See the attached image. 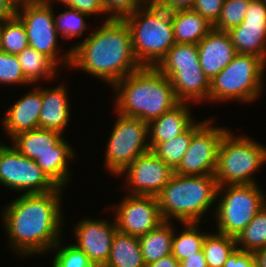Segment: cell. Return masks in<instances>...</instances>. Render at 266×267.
<instances>
[{
    "label": "cell",
    "instance_id": "6da1fadb",
    "mask_svg": "<svg viewBox=\"0 0 266 267\" xmlns=\"http://www.w3.org/2000/svg\"><path fill=\"white\" fill-rule=\"evenodd\" d=\"M62 190L58 187L47 193H23L4 207L1 215L10 247L21 257L46 254L60 241Z\"/></svg>",
    "mask_w": 266,
    "mask_h": 267
},
{
    "label": "cell",
    "instance_id": "7a4b0ae2",
    "mask_svg": "<svg viewBox=\"0 0 266 267\" xmlns=\"http://www.w3.org/2000/svg\"><path fill=\"white\" fill-rule=\"evenodd\" d=\"M90 34L70 48L71 68H80L110 87L142 68L134 55L131 31L124 19L107 18Z\"/></svg>",
    "mask_w": 266,
    "mask_h": 267
},
{
    "label": "cell",
    "instance_id": "3957f363",
    "mask_svg": "<svg viewBox=\"0 0 266 267\" xmlns=\"http://www.w3.org/2000/svg\"><path fill=\"white\" fill-rule=\"evenodd\" d=\"M115 111L148 124L176 106L171 81L156 67H142L113 86Z\"/></svg>",
    "mask_w": 266,
    "mask_h": 267
},
{
    "label": "cell",
    "instance_id": "277c9868",
    "mask_svg": "<svg viewBox=\"0 0 266 267\" xmlns=\"http://www.w3.org/2000/svg\"><path fill=\"white\" fill-rule=\"evenodd\" d=\"M218 187L215 175L174 173L157 196L162 219L200 223L203 215L216 202Z\"/></svg>",
    "mask_w": 266,
    "mask_h": 267
},
{
    "label": "cell",
    "instance_id": "5b68a950",
    "mask_svg": "<svg viewBox=\"0 0 266 267\" xmlns=\"http://www.w3.org/2000/svg\"><path fill=\"white\" fill-rule=\"evenodd\" d=\"M124 20L131 31L138 63L142 67H156L175 44L171 12L148 0Z\"/></svg>",
    "mask_w": 266,
    "mask_h": 267
},
{
    "label": "cell",
    "instance_id": "8992f818",
    "mask_svg": "<svg viewBox=\"0 0 266 267\" xmlns=\"http://www.w3.org/2000/svg\"><path fill=\"white\" fill-rule=\"evenodd\" d=\"M11 140L13 147L34 160L58 187L63 188L69 182L71 173L68 161L76 154L67 140H64L62 133L38 128L20 132Z\"/></svg>",
    "mask_w": 266,
    "mask_h": 267
},
{
    "label": "cell",
    "instance_id": "52a82bcc",
    "mask_svg": "<svg viewBox=\"0 0 266 267\" xmlns=\"http://www.w3.org/2000/svg\"><path fill=\"white\" fill-rule=\"evenodd\" d=\"M266 62L255 55L237 53L233 60L210 80L209 100L253 102L264 86ZM263 81V82H262Z\"/></svg>",
    "mask_w": 266,
    "mask_h": 267
},
{
    "label": "cell",
    "instance_id": "ba28073f",
    "mask_svg": "<svg viewBox=\"0 0 266 267\" xmlns=\"http://www.w3.org/2000/svg\"><path fill=\"white\" fill-rule=\"evenodd\" d=\"M231 132L228 130L219 144L215 171L217 184H256L252 176L266 163V147L247 135L237 137Z\"/></svg>",
    "mask_w": 266,
    "mask_h": 267
},
{
    "label": "cell",
    "instance_id": "9c48e42d",
    "mask_svg": "<svg viewBox=\"0 0 266 267\" xmlns=\"http://www.w3.org/2000/svg\"><path fill=\"white\" fill-rule=\"evenodd\" d=\"M226 187V188H225ZM256 184L218 187L216 213L217 232L236 238L266 204V195Z\"/></svg>",
    "mask_w": 266,
    "mask_h": 267
},
{
    "label": "cell",
    "instance_id": "30bf717a",
    "mask_svg": "<svg viewBox=\"0 0 266 267\" xmlns=\"http://www.w3.org/2000/svg\"><path fill=\"white\" fill-rule=\"evenodd\" d=\"M117 114L118 117L106 146L105 168L111 174L120 176L140 155L150 151V144L147 122Z\"/></svg>",
    "mask_w": 266,
    "mask_h": 267
},
{
    "label": "cell",
    "instance_id": "8fae6325",
    "mask_svg": "<svg viewBox=\"0 0 266 267\" xmlns=\"http://www.w3.org/2000/svg\"><path fill=\"white\" fill-rule=\"evenodd\" d=\"M16 16L25 27L29 47L47 56L56 66L63 64L67 68L70 67L71 49L64 52L66 54L63 56L58 55L59 35L54 25V11L50 3L41 0L18 5Z\"/></svg>",
    "mask_w": 266,
    "mask_h": 267
},
{
    "label": "cell",
    "instance_id": "7c38bea8",
    "mask_svg": "<svg viewBox=\"0 0 266 267\" xmlns=\"http://www.w3.org/2000/svg\"><path fill=\"white\" fill-rule=\"evenodd\" d=\"M0 184L24 194L47 193L58 188L34 160L4 143L0 144Z\"/></svg>",
    "mask_w": 266,
    "mask_h": 267
},
{
    "label": "cell",
    "instance_id": "4fadbf2b",
    "mask_svg": "<svg viewBox=\"0 0 266 267\" xmlns=\"http://www.w3.org/2000/svg\"><path fill=\"white\" fill-rule=\"evenodd\" d=\"M212 119L193 124V137L174 173L180 175H215L218 148L224 134L229 130L225 127H212Z\"/></svg>",
    "mask_w": 266,
    "mask_h": 267
},
{
    "label": "cell",
    "instance_id": "5bb4252c",
    "mask_svg": "<svg viewBox=\"0 0 266 267\" xmlns=\"http://www.w3.org/2000/svg\"><path fill=\"white\" fill-rule=\"evenodd\" d=\"M117 205L112 209L121 233L139 237L164 222L157 197L127 194Z\"/></svg>",
    "mask_w": 266,
    "mask_h": 267
},
{
    "label": "cell",
    "instance_id": "9a60e30c",
    "mask_svg": "<svg viewBox=\"0 0 266 267\" xmlns=\"http://www.w3.org/2000/svg\"><path fill=\"white\" fill-rule=\"evenodd\" d=\"M123 173H126L128 194L157 197L174 170L150 150L140 155L120 175Z\"/></svg>",
    "mask_w": 266,
    "mask_h": 267
},
{
    "label": "cell",
    "instance_id": "2e32d148",
    "mask_svg": "<svg viewBox=\"0 0 266 267\" xmlns=\"http://www.w3.org/2000/svg\"><path fill=\"white\" fill-rule=\"evenodd\" d=\"M239 54H251L266 62V4L252 0L241 24L228 31Z\"/></svg>",
    "mask_w": 266,
    "mask_h": 267
},
{
    "label": "cell",
    "instance_id": "e0dca14e",
    "mask_svg": "<svg viewBox=\"0 0 266 267\" xmlns=\"http://www.w3.org/2000/svg\"><path fill=\"white\" fill-rule=\"evenodd\" d=\"M116 231V223H109L107 219L85 218L74 227L77 244H73L87 255L94 267H104Z\"/></svg>",
    "mask_w": 266,
    "mask_h": 267
},
{
    "label": "cell",
    "instance_id": "ac0fdd59",
    "mask_svg": "<svg viewBox=\"0 0 266 267\" xmlns=\"http://www.w3.org/2000/svg\"><path fill=\"white\" fill-rule=\"evenodd\" d=\"M197 46L201 69L210 80L222 71L237 54L229 33L214 28Z\"/></svg>",
    "mask_w": 266,
    "mask_h": 267
},
{
    "label": "cell",
    "instance_id": "d6986e66",
    "mask_svg": "<svg viewBox=\"0 0 266 267\" xmlns=\"http://www.w3.org/2000/svg\"><path fill=\"white\" fill-rule=\"evenodd\" d=\"M21 97L10 105L1 120L3 130L11 138L20 132L39 128L42 107L41 88H35Z\"/></svg>",
    "mask_w": 266,
    "mask_h": 267
},
{
    "label": "cell",
    "instance_id": "ffe728a7",
    "mask_svg": "<svg viewBox=\"0 0 266 267\" xmlns=\"http://www.w3.org/2000/svg\"><path fill=\"white\" fill-rule=\"evenodd\" d=\"M191 109L187 102H179L149 125V144L152 150L158 143L168 141L187 131L193 124Z\"/></svg>",
    "mask_w": 266,
    "mask_h": 267
},
{
    "label": "cell",
    "instance_id": "44dd1931",
    "mask_svg": "<svg viewBox=\"0 0 266 267\" xmlns=\"http://www.w3.org/2000/svg\"><path fill=\"white\" fill-rule=\"evenodd\" d=\"M64 84L55 88H41L42 107L39 128L63 133L70 120V102Z\"/></svg>",
    "mask_w": 266,
    "mask_h": 267
},
{
    "label": "cell",
    "instance_id": "7402d4cb",
    "mask_svg": "<svg viewBox=\"0 0 266 267\" xmlns=\"http://www.w3.org/2000/svg\"><path fill=\"white\" fill-rule=\"evenodd\" d=\"M172 83L179 102H200L209 100L210 79L202 69L159 70Z\"/></svg>",
    "mask_w": 266,
    "mask_h": 267
},
{
    "label": "cell",
    "instance_id": "603a6c76",
    "mask_svg": "<svg viewBox=\"0 0 266 267\" xmlns=\"http://www.w3.org/2000/svg\"><path fill=\"white\" fill-rule=\"evenodd\" d=\"M175 43L198 44L213 25L193 9L171 12Z\"/></svg>",
    "mask_w": 266,
    "mask_h": 267
},
{
    "label": "cell",
    "instance_id": "cb8c5ba5",
    "mask_svg": "<svg viewBox=\"0 0 266 267\" xmlns=\"http://www.w3.org/2000/svg\"><path fill=\"white\" fill-rule=\"evenodd\" d=\"M104 267H146L139 238L117 230L114 234L108 261Z\"/></svg>",
    "mask_w": 266,
    "mask_h": 267
},
{
    "label": "cell",
    "instance_id": "d4e9b609",
    "mask_svg": "<svg viewBox=\"0 0 266 267\" xmlns=\"http://www.w3.org/2000/svg\"><path fill=\"white\" fill-rule=\"evenodd\" d=\"M164 221L156 229L139 236L140 248L146 265L171 254L174 227Z\"/></svg>",
    "mask_w": 266,
    "mask_h": 267
},
{
    "label": "cell",
    "instance_id": "484cf974",
    "mask_svg": "<svg viewBox=\"0 0 266 267\" xmlns=\"http://www.w3.org/2000/svg\"><path fill=\"white\" fill-rule=\"evenodd\" d=\"M25 79L30 83H36L42 79H53L57 66L45 55L32 47L25 48L17 54Z\"/></svg>",
    "mask_w": 266,
    "mask_h": 267
},
{
    "label": "cell",
    "instance_id": "4316f807",
    "mask_svg": "<svg viewBox=\"0 0 266 267\" xmlns=\"http://www.w3.org/2000/svg\"><path fill=\"white\" fill-rule=\"evenodd\" d=\"M185 227L178 235L173 234L172 251L173 256L181 262L189 256L203 249V242L208 233H202L199 223H182ZM199 229V230H198Z\"/></svg>",
    "mask_w": 266,
    "mask_h": 267
},
{
    "label": "cell",
    "instance_id": "83f0119b",
    "mask_svg": "<svg viewBox=\"0 0 266 267\" xmlns=\"http://www.w3.org/2000/svg\"><path fill=\"white\" fill-rule=\"evenodd\" d=\"M156 68L158 70L201 69L197 44L175 43Z\"/></svg>",
    "mask_w": 266,
    "mask_h": 267
},
{
    "label": "cell",
    "instance_id": "f1b7e54d",
    "mask_svg": "<svg viewBox=\"0 0 266 267\" xmlns=\"http://www.w3.org/2000/svg\"><path fill=\"white\" fill-rule=\"evenodd\" d=\"M212 233H208L203 242L207 266L223 267L230 254L237 249L236 238Z\"/></svg>",
    "mask_w": 266,
    "mask_h": 267
},
{
    "label": "cell",
    "instance_id": "f546056e",
    "mask_svg": "<svg viewBox=\"0 0 266 267\" xmlns=\"http://www.w3.org/2000/svg\"><path fill=\"white\" fill-rule=\"evenodd\" d=\"M236 244L251 253L266 247V204L236 237Z\"/></svg>",
    "mask_w": 266,
    "mask_h": 267
},
{
    "label": "cell",
    "instance_id": "4dcf8cb0",
    "mask_svg": "<svg viewBox=\"0 0 266 267\" xmlns=\"http://www.w3.org/2000/svg\"><path fill=\"white\" fill-rule=\"evenodd\" d=\"M193 137V125L171 140L158 143L151 151L175 170L182 161Z\"/></svg>",
    "mask_w": 266,
    "mask_h": 267
},
{
    "label": "cell",
    "instance_id": "1f68e13d",
    "mask_svg": "<svg viewBox=\"0 0 266 267\" xmlns=\"http://www.w3.org/2000/svg\"><path fill=\"white\" fill-rule=\"evenodd\" d=\"M28 46L25 27L17 16L2 22L0 27V50L17 55Z\"/></svg>",
    "mask_w": 266,
    "mask_h": 267
},
{
    "label": "cell",
    "instance_id": "d6a6232c",
    "mask_svg": "<svg viewBox=\"0 0 266 267\" xmlns=\"http://www.w3.org/2000/svg\"><path fill=\"white\" fill-rule=\"evenodd\" d=\"M64 12L60 13L55 17L54 14V25L59 36L63 38L71 39L80 36L87 29V21L85 17H89L85 13L67 7Z\"/></svg>",
    "mask_w": 266,
    "mask_h": 267
},
{
    "label": "cell",
    "instance_id": "836d02e7",
    "mask_svg": "<svg viewBox=\"0 0 266 267\" xmlns=\"http://www.w3.org/2000/svg\"><path fill=\"white\" fill-rule=\"evenodd\" d=\"M252 0H224L220 16L213 28L228 32L237 27L245 18V12Z\"/></svg>",
    "mask_w": 266,
    "mask_h": 267
},
{
    "label": "cell",
    "instance_id": "e575fe53",
    "mask_svg": "<svg viewBox=\"0 0 266 267\" xmlns=\"http://www.w3.org/2000/svg\"><path fill=\"white\" fill-rule=\"evenodd\" d=\"M52 249H57L52 267H94L87 255L74 244L61 247L60 240Z\"/></svg>",
    "mask_w": 266,
    "mask_h": 267
},
{
    "label": "cell",
    "instance_id": "d590c367",
    "mask_svg": "<svg viewBox=\"0 0 266 267\" xmlns=\"http://www.w3.org/2000/svg\"><path fill=\"white\" fill-rule=\"evenodd\" d=\"M0 83L31 85L24 77L17 55L0 50Z\"/></svg>",
    "mask_w": 266,
    "mask_h": 267
},
{
    "label": "cell",
    "instance_id": "8d00e7d4",
    "mask_svg": "<svg viewBox=\"0 0 266 267\" xmlns=\"http://www.w3.org/2000/svg\"><path fill=\"white\" fill-rule=\"evenodd\" d=\"M148 0H102L109 19H124Z\"/></svg>",
    "mask_w": 266,
    "mask_h": 267
},
{
    "label": "cell",
    "instance_id": "74e56055",
    "mask_svg": "<svg viewBox=\"0 0 266 267\" xmlns=\"http://www.w3.org/2000/svg\"><path fill=\"white\" fill-rule=\"evenodd\" d=\"M52 4L53 0H46ZM64 3L66 7H70L87 14L89 17L92 15L106 14L102 0H56Z\"/></svg>",
    "mask_w": 266,
    "mask_h": 267
},
{
    "label": "cell",
    "instance_id": "f35d334b",
    "mask_svg": "<svg viewBox=\"0 0 266 267\" xmlns=\"http://www.w3.org/2000/svg\"><path fill=\"white\" fill-rule=\"evenodd\" d=\"M224 0H196L193 10L214 25L221 13Z\"/></svg>",
    "mask_w": 266,
    "mask_h": 267
},
{
    "label": "cell",
    "instance_id": "ab89813d",
    "mask_svg": "<svg viewBox=\"0 0 266 267\" xmlns=\"http://www.w3.org/2000/svg\"><path fill=\"white\" fill-rule=\"evenodd\" d=\"M223 267H256L253 253L237 248L230 254Z\"/></svg>",
    "mask_w": 266,
    "mask_h": 267
},
{
    "label": "cell",
    "instance_id": "60d3db41",
    "mask_svg": "<svg viewBox=\"0 0 266 267\" xmlns=\"http://www.w3.org/2000/svg\"><path fill=\"white\" fill-rule=\"evenodd\" d=\"M160 8L169 12L192 9L196 0H153Z\"/></svg>",
    "mask_w": 266,
    "mask_h": 267
},
{
    "label": "cell",
    "instance_id": "b9f144b4",
    "mask_svg": "<svg viewBox=\"0 0 266 267\" xmlns=\"http://www.w3.org/2000/svg\"><path fill=\"white\" fill-rule=\"evenodd\" d=\"M17 7L12 0H0V21L13 19L17 13Z\"/></svg>",
    "mask_w": 266,
    "mask_h": 267
},
{
    "label": "cell",
    "instance_id": "7bdbcfd3",
    "mask_svg": "<svg viewBox=\"0 0 266 267\" xmlns=\"http://www.w3.org/2000/svg\"><path fill=\"white\" fill-rule=\"evenodd\" d=\"M186 267H208L203 249L181 261Z\"/></svg>",
    "mask_w": 266,
    "mask_h": 267
},
{
    "label": "cell",
    "instance_id": "ee69618b",
    "mask_svg": "<svg viewBox=\"0 0 266 267\" xmlns=\"http://www.w3.org/2000/svg\"><path fill=\"white\" fill-rule=\"evenodd\" d=\"M177 263L178 260L171 253L167 256H164L163 258H160L155 262L146 265V267H176Z\"/></svg>",
    "mask_w": 266,
    "mask_h": 267
},
{
    "label": "cell",
    "instance_id": "f6af8a7d",
    "mask_svg": "<svg viewBox=\"0 0 266 267\" xmlns=\"http://www.w3.org/2000/svg\"><path fill=\"white\" fill-rule=\"evenodd\" d=\"M256 267H266V247L253 252Z\"/></svg>",
    "mask_w": 266,
    "mask_h": 267
},
{
    "label": "cell",
    "instance_id": "bcb514c9",
    "mask_svg": "<svg viewBox=\"0 0 266 267\" xmlns=\"http://www.w3.org/2000/svg\"><path fill=\"white\" fill-rule=\"evenodd\" d=\"M14 3L18 5H21V4H27V3H33V2H38V1H41V0H12Z\"/></svg>",
    "mask_w": 266,
    "mask_h": 267
},
{
    "label": "cell",
    "instance_id": "7dc6e473",
    "mask_svg": "<svg viewBox=\"0 0 266 267\" xmlns=\"http://www.w3.org/2000/svg\"><path fill=\"white\" fill-rule=\"evenodd\" d=\"M176 267H186L182 262H179L177 263V266Z\"/></svg>",
    "mask_w": 266,
    "mask_h": 267
}]
</instances>
